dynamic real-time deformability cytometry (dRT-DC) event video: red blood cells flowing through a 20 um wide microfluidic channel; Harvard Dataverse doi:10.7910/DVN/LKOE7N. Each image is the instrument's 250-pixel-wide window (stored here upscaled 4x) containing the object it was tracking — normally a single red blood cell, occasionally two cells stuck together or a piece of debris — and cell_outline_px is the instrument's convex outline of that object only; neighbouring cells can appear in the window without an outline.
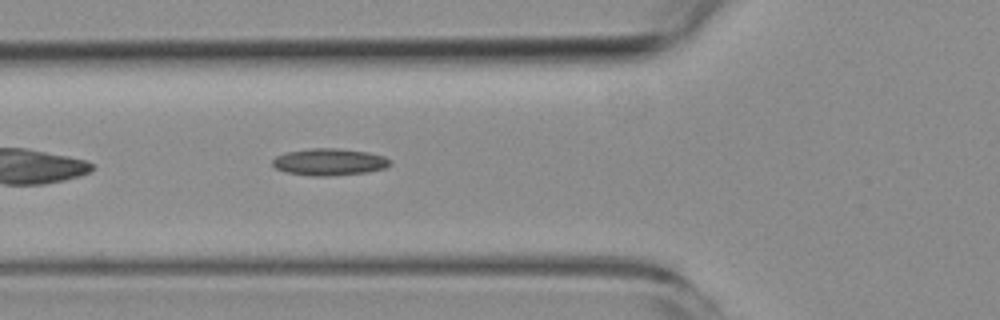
{"species": "common noctule bat (a hibernating species)", "species_latin": "Nyctalus noctula", "temperature_condition": "room temperature", "stored_images_in_passage": 2, "camera_frame_rate_fps": 3000, "um_per_image_px": 0.085, "animal": {"sex": "female", "body_mass_g": 19.3, "forearm_length_mm": 54.1}, "frame": {"image": 1, "passage_image": 2, "time_ms": 1.0, "image_size_px": [1000, 320], "cell_outline_px": [[392, 164], [384, 168], [368, 172], [328, 176], [312, 176], [284, 172], [276, 168], [272, 164], [272, 160], [276, 156], [284, 152], [308, 148], [336, 148], [368, 152], [384, 156], [392, 160]], "centroid_in_image_um": [27.98, 13.76], "position_along_channel_um": 97.8, "area_um2": 18.67}}